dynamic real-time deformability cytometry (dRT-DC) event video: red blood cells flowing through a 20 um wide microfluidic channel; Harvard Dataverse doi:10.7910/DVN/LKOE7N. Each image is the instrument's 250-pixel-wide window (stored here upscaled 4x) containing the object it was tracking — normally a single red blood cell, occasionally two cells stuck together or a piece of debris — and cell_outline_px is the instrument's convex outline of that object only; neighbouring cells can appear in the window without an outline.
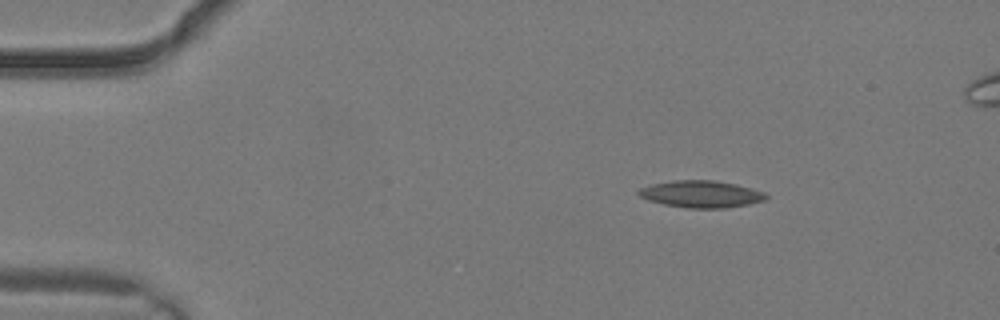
{"species": "common noctule bat (a hibernating species)", "species_latin": "Nyctalus noctula", "temperature_condition": "warm", "stored_images_in_passage": 3, "camera_frame_rate_fps": 3000, "um_per_image_px": 0.085, "animal": {"sex": "male", "body_mass_g": 19.2, "forearm_length_mm": 51.8}, "frame": {"image": 1, "passage_image": 1, "time_ms": 0.0, "image_size_px": [1000, 320], "cell_outline_px": [[768, 196], [764, 200], [748, 204], [724, 208], [688, 208], [664, 204], [648, 200], [640, 196], [636, 192], [640, 188], [652, 184], [672, 180], [716, 180], [736, 184], [764, 192]], "centroid_in_image_um": [59.58, 16.49], "position_along_channel_um": 25.4, "area_um2": 19.94}}